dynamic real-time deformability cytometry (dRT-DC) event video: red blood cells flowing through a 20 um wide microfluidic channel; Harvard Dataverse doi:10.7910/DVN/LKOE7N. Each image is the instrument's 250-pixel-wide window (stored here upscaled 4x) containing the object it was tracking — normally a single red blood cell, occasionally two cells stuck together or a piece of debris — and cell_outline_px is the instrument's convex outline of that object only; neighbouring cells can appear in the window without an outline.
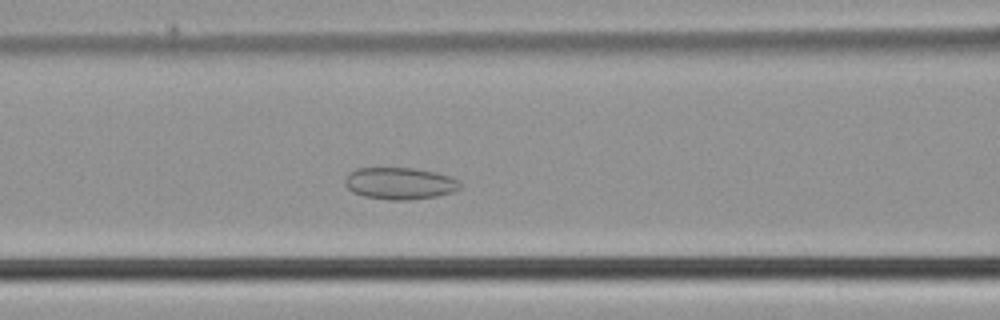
{"species": "common noctule bat (a hibernating species)", "species_latin": "Nyctalus noctula", "temperature_condition": "cold", "stored_images_in_passage": 45, "camera_frame_rate_fps": 3000, "um_per_image_px": 0.085, "animal": {"sex": "male", "body_mass_g": 21.5, "forearm_length_mm": 52.0}, "frame": {"image": 1, "passage_image": 16, "time_ms": 5.0, "image_size_px": [1000, 320], "cell_outline_px": [[460, 188], [452, 192], [436, 196], [408, 200], [388, 200], [364, 196], [352, 192], [344, 184], [344, 180], [348, 172], [356, 168], [412, 168], [436, 172], [452, 176], [460, 180]], "centroid_in_image_um": [33.97, 15.58], "position_along_channel_um": 132.6, "area_um2": 21.62}}
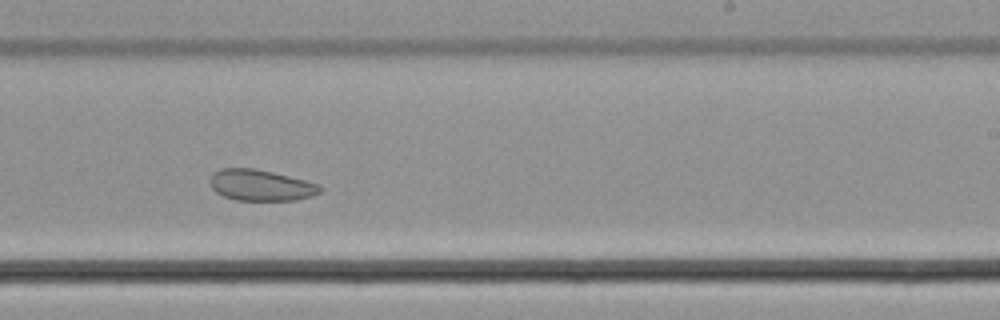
{"frame": {"image": 2, "passage_image": 26, "time_ms": 8.333, "image_size_px": [1000, 320], "cell_outline_px": [[324, 188], [320, 192], [312, 196], [296, 200], [236, 200], [224, 196], [216, 192], [212, 188], [208, 180], [212, 172], [220, 168], [252, 168], [272, 172], [320, 184]], "centroid_in_image_um": [22.14, 15.74], "position_along_channel_um": 266.9, "area_um2": 20.06}}
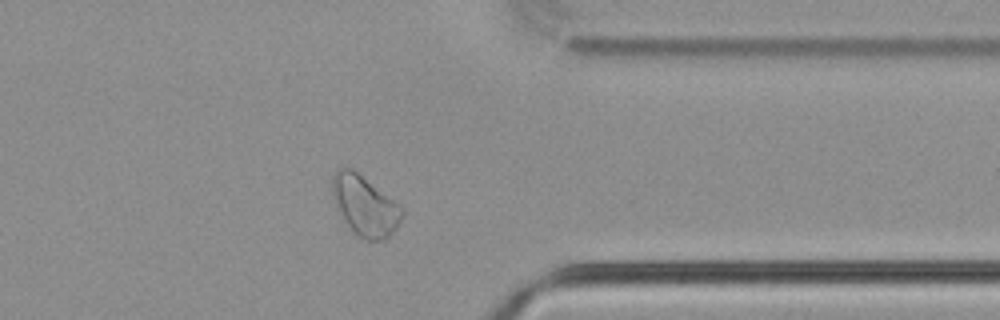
{"frame": {"image": 3, "passage_image": 35, "time_ms": 11.333, "image_size_px": [1000, 320], "cell_outline_px": [[404, 216], [396, 228], [384, 240], [364, 240], [356, 236], [344, 220], [332, 192], [332, 176], [336, 168], [340, 164], [344, 164], [352, 168], [400, 204], [404, 208]], "centroid_in_image_um": [31.02, 17.44], "position_along_channel_um": 380.4, "area_um2": 24.62}}